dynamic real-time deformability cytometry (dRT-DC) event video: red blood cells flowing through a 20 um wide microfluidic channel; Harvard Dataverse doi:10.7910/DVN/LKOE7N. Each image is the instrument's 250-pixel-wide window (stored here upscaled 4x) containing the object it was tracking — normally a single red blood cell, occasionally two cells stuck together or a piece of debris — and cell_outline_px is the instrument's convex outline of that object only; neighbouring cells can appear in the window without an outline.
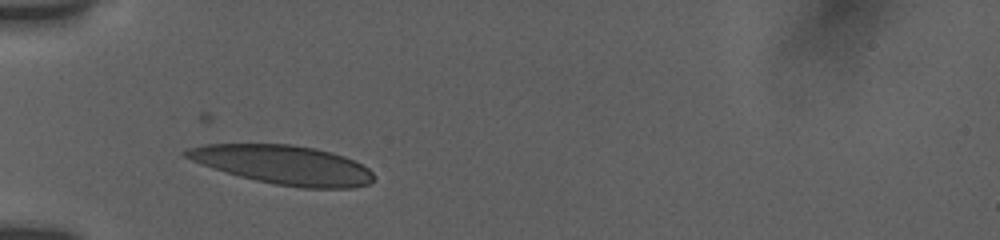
{"species": "human", "species_latin": "Homo sapiens", "temperature_condition": "room temperature", "stored_images_in_passage": 11, "camera_frame_rate_fps": 3000, "um_per_image_px": 0.085, "donor": {"sex": "female"}, "frame": {"image": 1, "passage_image": 1, "time_ms": 0.0, "image_size_px": [1000, 240], "cell_outline_px": [[372, 180], [368, 184], [352, 188], [300, 188], [276, 184], [256, 180], [224, 172], [200, 164], [184, 156], [180, 152], [188, 148], [204, 144], [288, 144], [316, 148], [332, 152], [344, 156], [368, 168], [372, 172]], "centroid_in_image_um": [24.04, 14.0], "position_along_channel_um": 61.0, "area_um2": 42.54}}
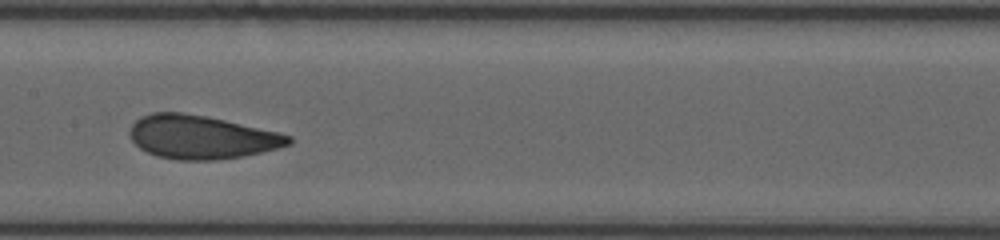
{"frame": {"image": 2, "passage_image": 5, "time_ms": 3.667, "image_size_px": [1000, 240], "cell_outline_px": [[292, 144], [260, 152], [240, 156], [216, 160], [176, 160], [160, 156], [148, 152], [140, 148], [132, 140], [128, 132], [132, 124], [140, 116], [152, 112], [180, 112], [204, 116], [224, 120], [276, 132], [292, 136]], "centroid_in_image_um": [17.07, 11.65], "position_along_channel_um": 190.3, "area_um2": 39.82}}
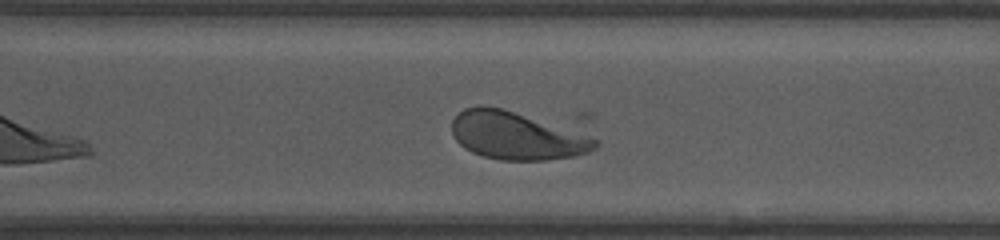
{"frame": {"image": 3, "passage_image": 10, "time_ms": 7.333, "image_size_px": [1000, 240], "cell_outline_px": [[600, 144], [596, 148], [588, 152], [576, 156], [548, 160], [500, 160], [484, 156], [472, 152], [464, 148], [456, 140], [452, 132], [452, 120], [464, 108], [480, 104], [500, 108], [596, 140]], "centroid_in_image_um": [43.8, 11.56], "position_along_channel_um": 326.8, "area_um2": 38.67}}